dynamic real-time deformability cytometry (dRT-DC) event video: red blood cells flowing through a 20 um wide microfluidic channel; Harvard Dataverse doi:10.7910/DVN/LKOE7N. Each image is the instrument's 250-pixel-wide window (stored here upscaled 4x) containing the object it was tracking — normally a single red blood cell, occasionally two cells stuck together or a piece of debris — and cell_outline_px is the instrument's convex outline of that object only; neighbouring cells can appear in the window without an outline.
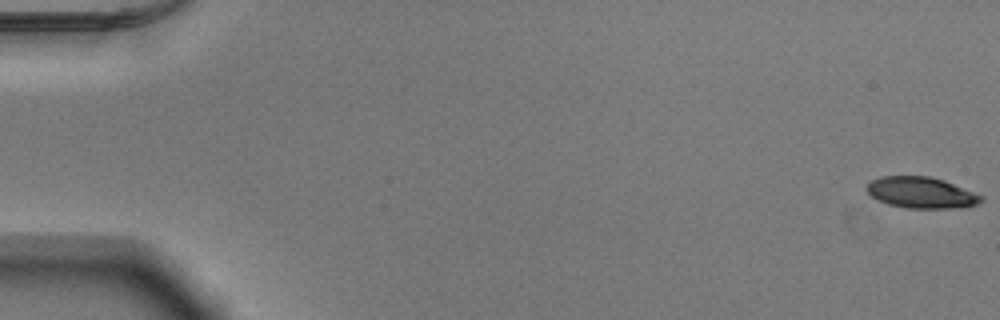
{"species": "Egyptian fruit bat (a non-hibernating species)", "species_latin": "Rousettus aegyptiacus", "temperature_condition": "warm", "stored_images_in_passage": 54, "camera_frame_rate_fps": 3000, "um_per_image_px": 0.085, "animal": {"sex": "male"}, "frame": {"image": 1, "passage_image": 1, "time_ms": 0.0, "image_size_px": [1000, 320], "cell_outline_px": [[984, 200], [976, 204], [948, 208], [908, 208], [888, 204], [876, 200], [864, 188], [872, 180], [880, 176], [928, 176], [944, 180], [984, 196]], "centroid_in_image_um": [78.27, 16.36], "position_along_channel_um": 6.7, "area_um2": 20.69}}
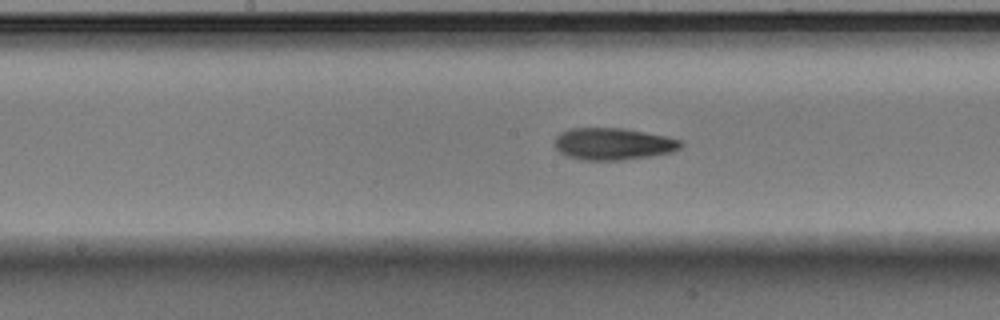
{"frame": {"image": 2, "passage_image": 28, "time_ms": 9.0, "image_size_px": [1000, 320], "cell_outline_px": [[684, 144], [680, 148], [672, 152], [648, 156], [620, 160], [580, 160], [568, 156], [560, 152], [556, 148], [556, 136], [560, 132], [568, 128], [620, 128], [668, 136], [680, 140]], "centroid_in_image_um": [52.11, 12.23], "position_along_channel_um": 196.1, "area_um2": 23.41}}
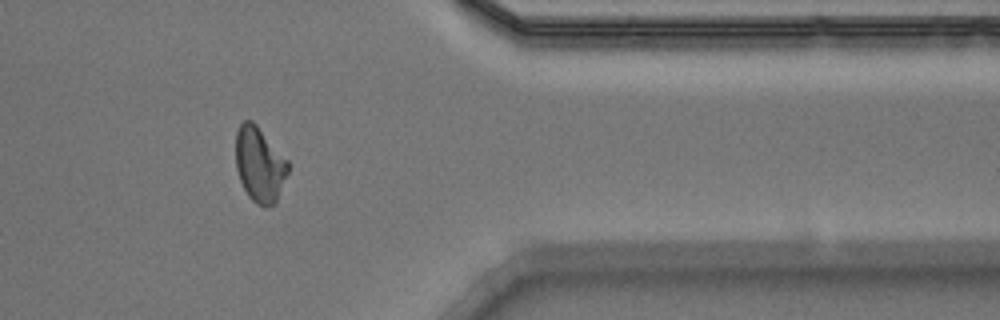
{"frame": {"image": 3, "passage_image": 44, "time_ms": 14.333, "image_size_px": [1000, 320], "cell_outline_px": [[288, 172], [276, 204], [264, 208], [256, 204], [248, 196], [240, 180], [236, 168], [236, 132], [240, 124], [244, 120], [252, 120], [256, 124], [288, 160]], "centroid_in_image_um": [22.07, 14.01], "position_along_channel_um": 389.3, "area_um2": 23.0}, "authors_computed_cell_mechanics": {"area_um2": 22.3686, "velocity_mm_per_s": 3.9153, "shape_relaxation_time_tau1_ms": 4.0244, "shape_relaxation_time_tau2_ms": 2.5685, "deformation_change_tau1": 0.1991, "deformation_change_tau2": 0.1004}}